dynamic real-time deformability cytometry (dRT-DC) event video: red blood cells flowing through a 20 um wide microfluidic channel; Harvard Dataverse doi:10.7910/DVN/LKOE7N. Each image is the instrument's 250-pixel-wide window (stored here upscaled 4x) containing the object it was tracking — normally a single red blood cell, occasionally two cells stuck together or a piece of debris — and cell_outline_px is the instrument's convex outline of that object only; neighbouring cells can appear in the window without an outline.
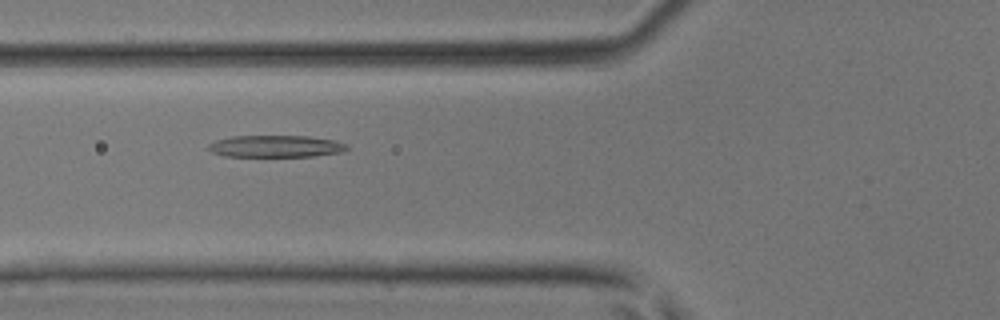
{"species": "common noctule bat (a hibernating species)", "species_latin": "Nyctalus noctula", "temperature_condition": "room temperature", "stored_images_in_passage": 31, "camera_frame_rate_fps": 3000, "um_per_image_px": 0.085, "animal": {"sex": "male", "body_mass_g": 17.9, "forearm_length_mm": 54.2}, "frame": {"image": 1, "passage_image": 6, "time_ms": 1.667, "image_size_px": [1000, 320], "cell_outline_px": [[348, 148], [340, 152], [312, 156], [224, 156], [212, 152], [208, 148], [208, 144], [216, 140], [232, 136], [308, 136], [336, 140], [348, 144]], "centroid_in_image_um": [23.44, 12.42], "position_along_channel_um": 102.4, "area_um2": 17.63}}
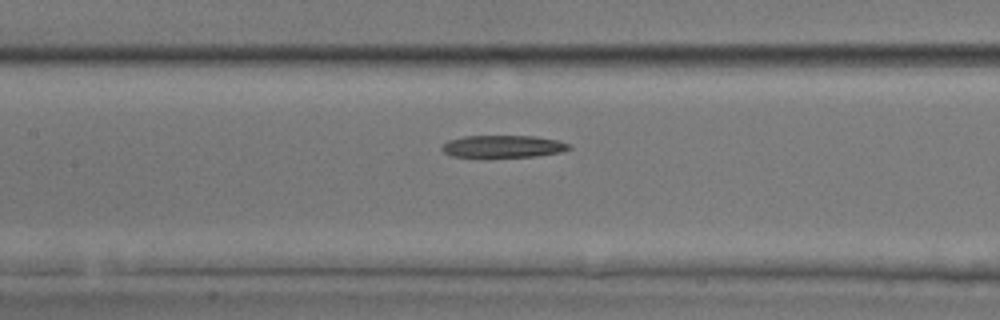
{"frame": {"image": 2, "passage_image": 10, "time_ms": 3.0, "image_size_px": [1000, 320], "cell_outline_px": [[572, 148], [560, 152], [536, 156], [488, 160], [484, 160], [452, 156], [444, 152], [440, 148], [448, 140], [464, 136], [536, 136], [556, 140], [568, 144]], "centroid_in_image_um": [42.68, 12.5], "position_along_channel_um": 164.7, "area_um2": 17.4}}
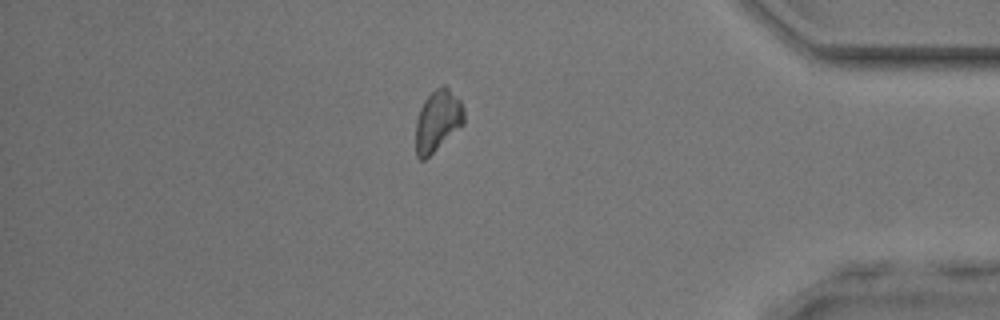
{"frame": {"image": 3, "passage_image": 27, "time_ms": 8.667, "image_size_px": [1000, 320], "cell_outline_px": [[464, 124], [424, 160], [420, 160], [416, 156], [416, 120], [420, 108], [424, 100], [440, 84], [444, 84], [460, 100], [464, 108]], "centroid_in_image_um": [37.2, 10.25], "position_along_channel_um": 398.0, "area_um2": 17.22}}